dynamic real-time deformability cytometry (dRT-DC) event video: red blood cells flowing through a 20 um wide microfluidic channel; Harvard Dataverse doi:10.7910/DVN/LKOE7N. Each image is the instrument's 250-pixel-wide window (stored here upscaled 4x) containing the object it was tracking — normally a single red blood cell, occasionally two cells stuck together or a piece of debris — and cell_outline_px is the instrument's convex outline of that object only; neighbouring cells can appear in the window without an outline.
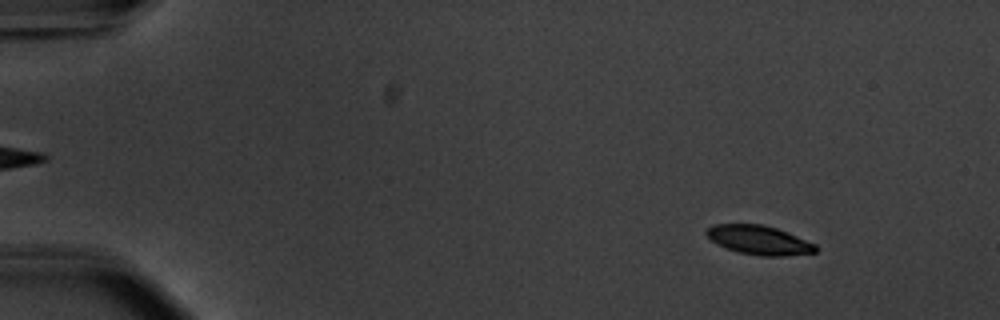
{"species": "common noctule bat (a hibernating species)", "species_latin": "Nyctalus noctula", "temperature_condition": "warm", "stored_images_in_passage": 56, "camera_frame_rate_fps": 3000, "um_per_image_px": 0.085, "animal": {"sex": "male", "body_mass_g": 20.1, "forearm_length_mm": 53.5}, "frame": {"image": 1, "passage_image": 7, "time_ms": 2.0, "image_size_px": [1000, 320], "cell_outline_px": [[816, 252], [784, 256], [760, 256], [740, 252], [716, 244], [704, 232], [712, 224], [760, 224], [776, 228], [788, 232], [816, 244]], "centroid_in_image_um": [64.52, 20.4], "position_along_channel_um": 20.5, "area_um2": 18.38}}
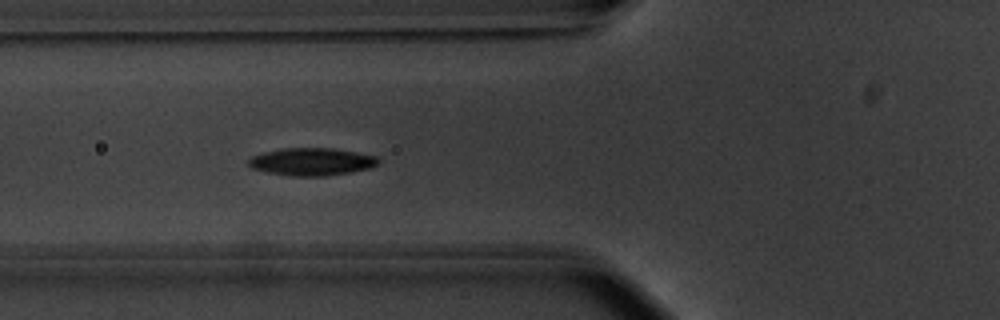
{"frame": {"image": 2, "passage_image": 22, "time_ms": 7.0, "image_size_px": [1000, 320], "cell_outline_px": [[380, 160], [376, 164], [368, 168], [348, 172], [324, 176], [288, 176], [268, 172], [252, 168], [248, 164], [248, 160], [252, 156], [264, 152], [284, 148], [332, 148], [356, 152], [376, 156]], "centroid_in_image_um": [26.46, 13.74], "position_along_channel_um": 99.3, "area_um2": 20.63}}
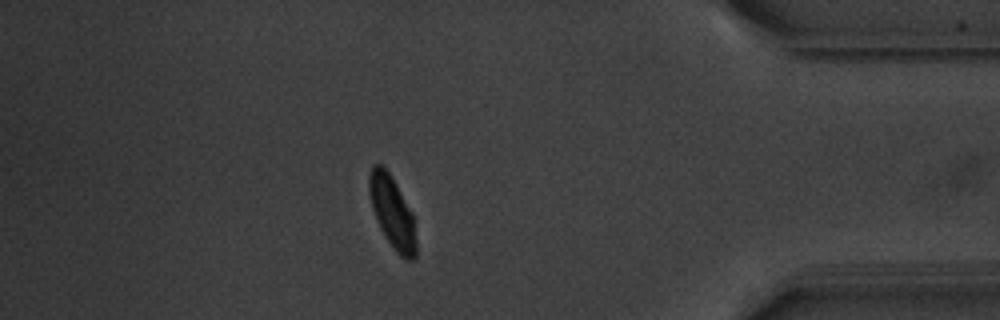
{"frame": {"image": 3, "passage_image": 49, "time_ms": 16.0, "image_size_px": [1000, 320], "cell_outline_px": [[416, 256], [412, 260], [404, 260], [396, 252], [384, 236], [376, 220], [372, 208], [368, 192], [368, 176], [372, 164], [380, 164], [388, 172], [396, 184], [412, 212], [416, 240]], "centroid_in_image_um": [33.32, 18.06], "position_along_channel_um": 401.9, "area_um2": 19.77}, "authors_computed_cell_mechanics": {"area_um2": 19.9699, "velocity_mm_per_s": 3.7072, "shape_relaxation_time_tau1_ms": 2.0102, "shape_relaxation_time_tau2_ms": 2.3396, "deformation_change_tau1": 0.1247, "deformation_change_tau2": 0.0566}}